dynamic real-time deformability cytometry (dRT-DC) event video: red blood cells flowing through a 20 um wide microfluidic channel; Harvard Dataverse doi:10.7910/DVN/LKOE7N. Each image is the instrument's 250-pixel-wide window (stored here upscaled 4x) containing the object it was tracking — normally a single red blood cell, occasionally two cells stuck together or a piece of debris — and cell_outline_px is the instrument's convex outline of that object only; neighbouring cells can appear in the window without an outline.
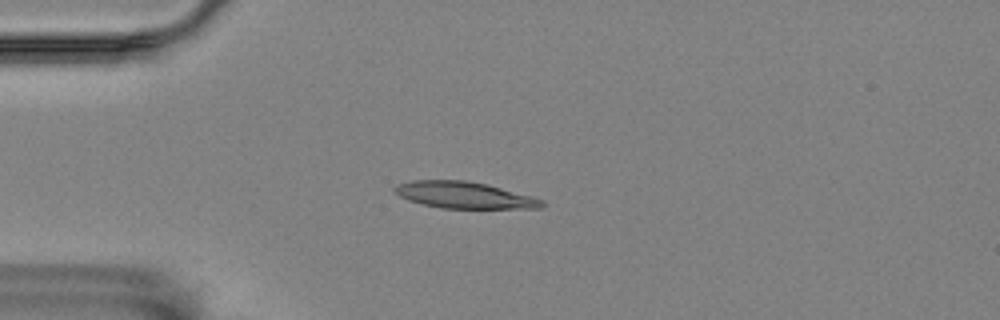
{"species": "Egyptian fruit bat (a non-hibernating species)", "species_latin": "Rousettus aegyptiacus", "temperature_condition": "room temperature", "stored_images_in_passage": 56, "camera_frame_rate_fps": 3000, "um_per_image_px": 0.085, "animal": {"sex": "female"}, "frame": {"image": 1, "passage_image": 14, "time_ms": 4.333, "image_size_px": [1000, 320], "cell_outline_px": [[544, 208], [440, 208], [420, 204], [408, 200], [400, 196], [392, 188], [396, 184], [412, 180], [464, 180], [488, 184], [532, 196], [544, 200]], "centroid_in_image_um": [39.45, 16.58], "position_along_channel_um": 45.5, "area_um2": 22.95}}
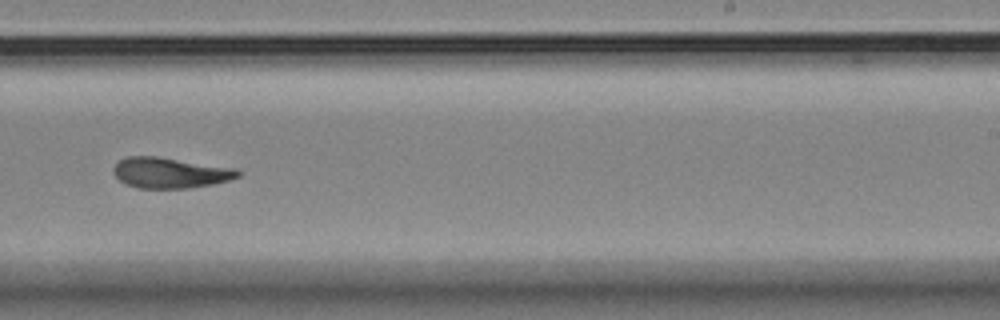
{"frame": {"image": 2, "passage_image": 35, "time_ms": 11.333, "image_size_px": [1000, 320], "cell_outline_px": [[240, 176], [228, 180], [212, 184], [188, 188], [140, 188], [124, 184], [112, 172], [112, 168], [120, 160], [128, 156], [156, 156], [236, 168], [240, 172]], "centroid_in_image_um": [14.44, 14.68], "position_along_channel_um": 274.6, "area_um2": 22.14}}
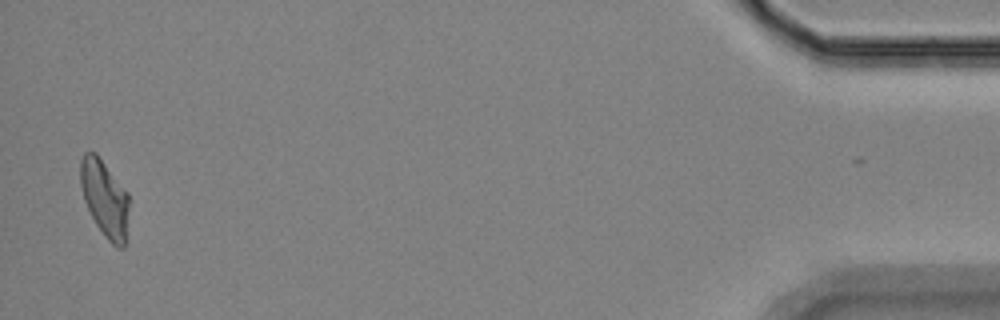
{"frame": {"image": 3, "passage_image": 55, "time_ms": 18.0, "image_size_px": [1000, 320], "cell_outline_px": [[128, 204], [124, 248], [116, 248], [108, 240], [96, 224], [84, 200], [80, 184], [80, 160], [84, 152], [96, 152], [128, 192]], "centroid_in_image_um": [8.88, 16.83], "position_along_channel_um": 426.3, "area_um2": 21.56}, "authors_computed_cell_mechanics": {"area_um2": 22.3108, "velocity_mm_per_s": 3.5236, "shape_relaxation_time_tau1_ms": null, "shape_relaxation_time_tau2_ms": 2.2814, "deformation_change_tau1": null, "deformation_change_tau2": 0.1004}}